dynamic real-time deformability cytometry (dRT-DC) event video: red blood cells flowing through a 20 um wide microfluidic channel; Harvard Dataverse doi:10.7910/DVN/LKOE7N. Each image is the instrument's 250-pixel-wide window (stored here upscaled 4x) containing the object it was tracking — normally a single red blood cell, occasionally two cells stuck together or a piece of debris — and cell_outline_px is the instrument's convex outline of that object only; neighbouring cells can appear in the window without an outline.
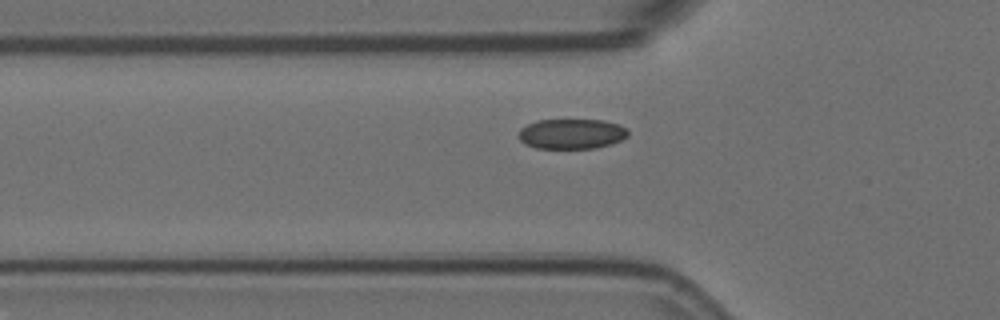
{"species": "Egyptian fruit bat (a non-hibernating species)", "species_latin": "Rousettus aegyptiacus", "temperature_condition": "room temperature", "stored_images_in_passage": 39, "camera_frame_rate_fps": 3000, "um_per_image_px": 0.085, "animal": {"sex": "female"}, "frame": {"image": 1, "passage_image": 6, "time_ms": 1.667, "image_size_px": [1000, 320], "cell_outline_px": [[628, 136], [612, 144], [596, 148], [536, 148], [524, 144], [520, 140], [520, 128], [536, 120], [604, 120], [620, 124], [628, 128]], "centroid_in_image_um": [48.62, 11.37], "position_along_channel_um": 77.2, "area_um2": 19.31}}
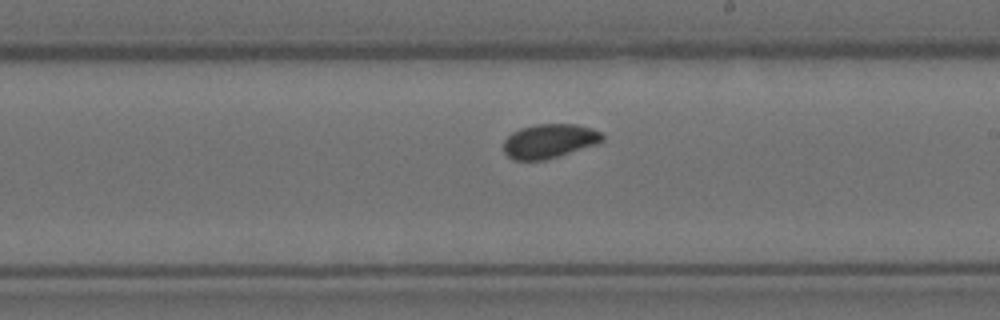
{"frame": {"image": 2, "passage_image": 20, "time_ms": 6.333, "image_size_px": [1000, 320], "cell_outline_px": [[604, 140], [596, 144], [544, 160], [512, 160], [504, 152], [504, 140], [512, 132], [520, 128], [536, 124], [576, 124], [592, 128], [600, 132], [604, 136]], "centroid_in_image_um": [46.68, 11.98], "position_along_channel_um": 242.3, "area_um2": 19.59}}
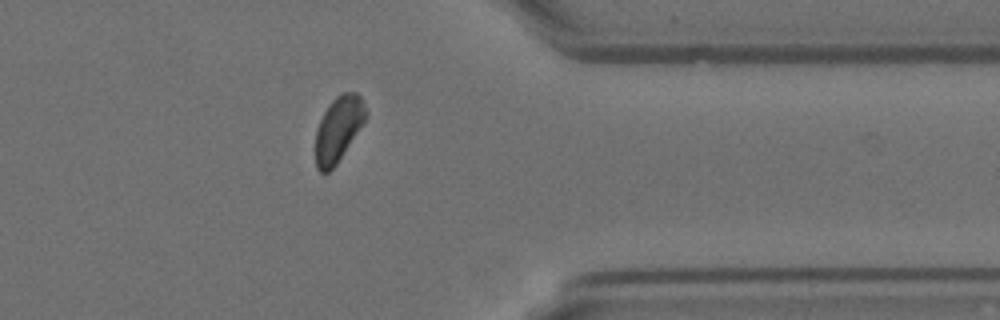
{"frame": {"image": 3, "passage_image": 33, "time_ms": 10.667, "image_size_px": [1000, 320], "cell_outline_px": [[364, 120], [336, 164], [328, 172], [320, 172], [316, 168], [316, 128], [324, 112], [332, 100], [340, 92], [356, 92], [360, 96], [364, 104]], "centroid_in_image_um": [28.71, 10.95], "position_along_channel_um": 382.7, "area_um2": 18.44}, "authors_computed_cell_mechanics": {"area_um2": 19.5942, "velocity_mm_per_s": 3.5241, "shape_relaxation_time_tau1_ms": 1.8567, "shape_relaxation_time_tau2_ms": 3.9982, "deformation_change_tau1": 0.0649, "deformation_change_tau2": 0.051}}